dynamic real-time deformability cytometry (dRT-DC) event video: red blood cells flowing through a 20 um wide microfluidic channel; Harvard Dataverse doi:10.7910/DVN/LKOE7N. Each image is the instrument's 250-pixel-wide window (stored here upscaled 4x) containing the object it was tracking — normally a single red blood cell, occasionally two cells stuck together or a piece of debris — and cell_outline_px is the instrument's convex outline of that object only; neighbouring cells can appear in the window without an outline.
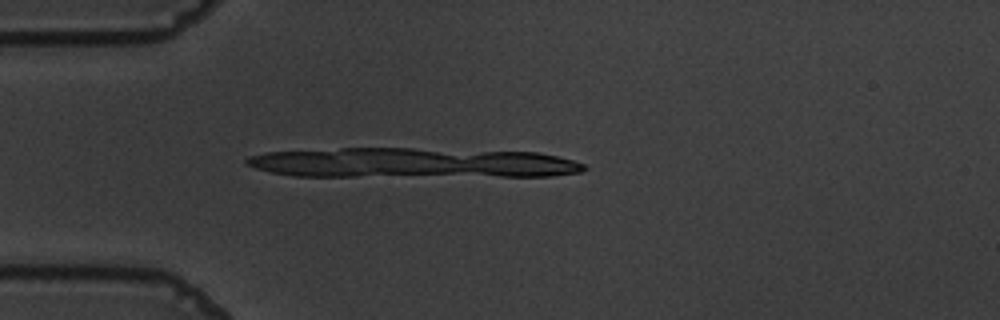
{"species": "common noctule bat (a hibernating species)", "species_latin": "Nyctalus noctula", "temperature_condition": "warm", "stored_images_in_passage": 11, "camera_frame_rate_fps": 3000, "um_per_image_px": 0.085, "animal": {"sex": "male", "body_mass_g": 19.5, "forearm_length_mm": 54.6}, "frame": {"image": 1, "passage_image": 10, "time_ms": 3.0, "image_size_px": [1000, 320], "cell_outline_px": [[364, 172], [340, 176], [312, 176], [276, 172], [252, 164], [248, 160], [260, 156], [276, 152], [324, 152]], "centroid_in_image_um": [25.91, 13.94], "position_along_channel_um": 59.1, "area_um2": 13.81}}